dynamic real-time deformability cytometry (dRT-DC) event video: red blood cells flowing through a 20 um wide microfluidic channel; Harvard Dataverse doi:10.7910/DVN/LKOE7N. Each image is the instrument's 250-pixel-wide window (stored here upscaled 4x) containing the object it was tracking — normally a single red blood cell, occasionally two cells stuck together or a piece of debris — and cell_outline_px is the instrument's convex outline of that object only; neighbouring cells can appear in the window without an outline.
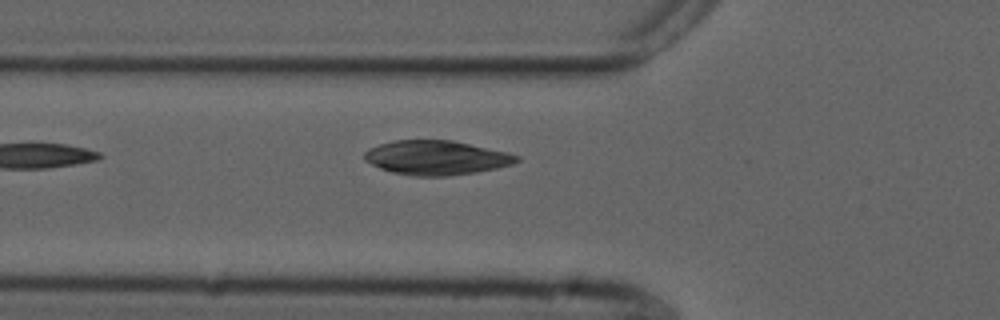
{"species": "common noctule bat (a hibernating species)", "species_latin": "Nyctalus noctula", "temperature_condition": "cold", "stored_images_in_passage": 7, "camera_frame_rate_fps": 3000, "um_per_image_px": 0.085, "animal": {"sex": "male", "forearm_length_mm": 52.5}, "frame": {"image": 1, "passage_image": 7, "time_ms": 2.0, "image_size_px": [1000, 320], "cell_outline_px": [[520, 160], [512, 164], [496, 168], [476, 172], [448, 176], [412, 176], [392, 172], [380, 168], [364, 160], [364, 152], [368, 148], [392, 140], [452, 140], [508, 152], [520, 156]], "centroid_in_image_um": [37.08, 13.4], "position_along_channel_um": 88.7, "area_um2": 30.52}}